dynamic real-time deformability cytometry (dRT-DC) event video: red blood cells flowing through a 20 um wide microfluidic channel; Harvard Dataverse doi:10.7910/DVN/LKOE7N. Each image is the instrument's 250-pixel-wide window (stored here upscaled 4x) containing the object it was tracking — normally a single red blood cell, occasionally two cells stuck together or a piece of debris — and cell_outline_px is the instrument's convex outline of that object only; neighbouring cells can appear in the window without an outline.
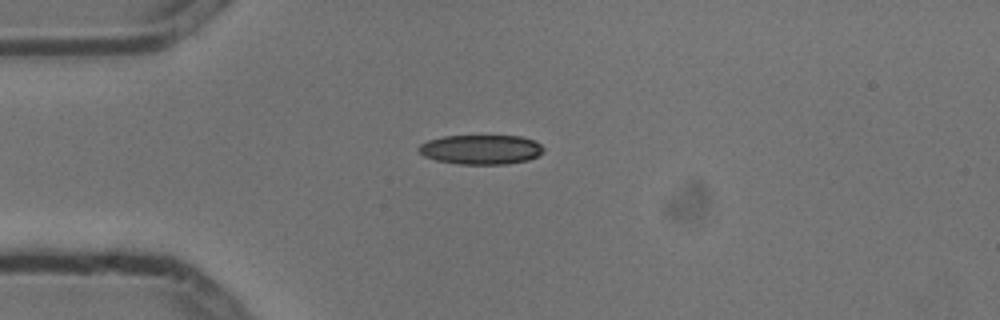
{"species": "common noctule bat (a hibernating species)", "species_latin": "Nyctalus noctula", "temperature_condition": "cold", "stored_images_in_passage": 4, "camera_frame_rate_fps": 3000, "um_per_image_px": 0.085, "animal": {"sex": "male", "body_mass_g": 13.3}, "frame": {"image": 1, "passage_image": 4, "time_ms": 1.0, "image_size_px": [1000, 320], "cell_outline_px": [[544, 152], [528, 160], [508, 164], [456, 164], [436, 160], [424, 156], [416, 148], [420, 144], [428, 140], [444, 136], [520, 136], [536, 140], [544, 148]], "centroid_in_image_um": [40.89, 12.71], "position_along_channel_um": 44.1, "area_um2": 21.62}}